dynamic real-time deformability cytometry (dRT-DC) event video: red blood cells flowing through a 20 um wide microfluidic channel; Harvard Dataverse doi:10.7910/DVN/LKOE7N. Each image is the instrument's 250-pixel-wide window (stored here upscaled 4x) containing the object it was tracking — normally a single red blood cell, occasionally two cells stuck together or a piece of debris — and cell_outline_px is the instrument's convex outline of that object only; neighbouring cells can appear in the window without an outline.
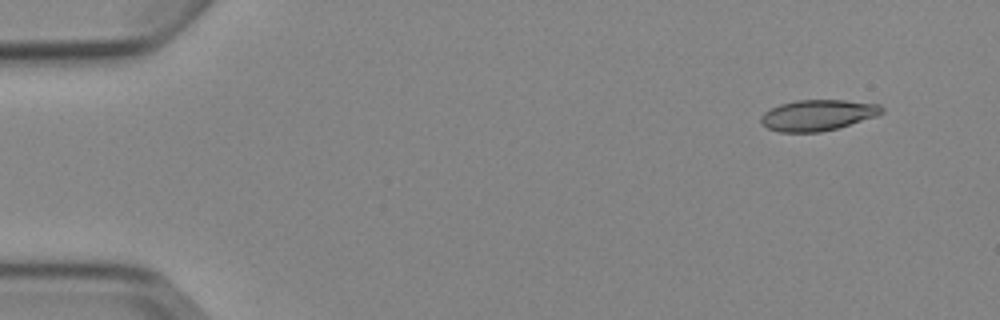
{"species": "Egyptian fruit bat (a non-hibernating species)", "species_latin": "Rousettus aegyptiacus", "temperature_condition": "cold", "stored_images_in_passage": 4, "camera_frame_rate_fps": 3000, "um_per_image_px": 0.085, "animal": {"sex": "female"}, "frame": {"image": 1, "passage_image": 1, "time_ms": 0.0, "image_size_px": [1000, 320], "cell_outline_px": [[884, 112], [876, 116], [836, 128], [820, 132], [780, 132], [768, 128], [760, 124], [760, 116], [764, 112], [780, 104], [796, 100], [844, 100], [880, 104], [884, 108]], "centroid_in_image_um": [69.49, 9.78], "position_along_channel_um": 15.5, "area_um2": 21.73}}
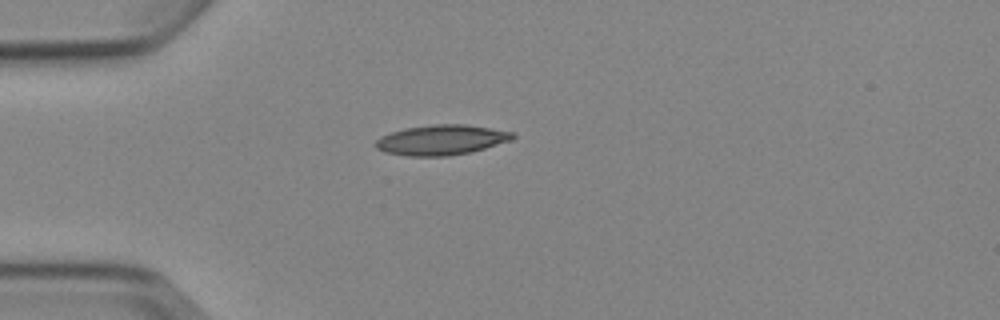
{"frame": {"image": 2, "passage_image": 4, "time_ms": 3.333, "image_size_px": [1000, 320], "cell_outline_px": [[516, 136], [512, 140], [484, 148], [468, 152], [448, 156], [408, 156], [384, 152], [376, 148], [372, 144], [380, 136], [404, 128], [432, 124], [464, 124], [516, 132]], "centroid_in_image_um": [37.49, 11.89], "position_along_channel_um": 47.5, "area_um2": 24.16}}